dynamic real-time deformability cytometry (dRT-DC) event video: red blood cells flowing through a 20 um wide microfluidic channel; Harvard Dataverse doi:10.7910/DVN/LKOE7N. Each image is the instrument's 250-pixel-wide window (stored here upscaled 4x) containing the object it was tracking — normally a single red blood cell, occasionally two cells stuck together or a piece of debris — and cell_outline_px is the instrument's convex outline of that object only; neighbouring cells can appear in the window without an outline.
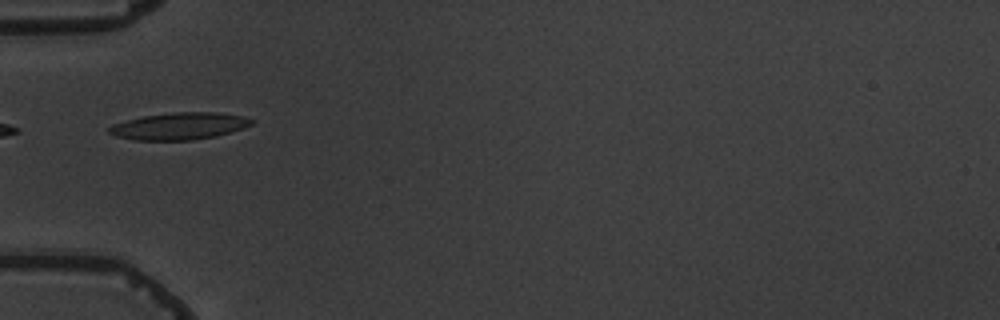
{"species": "common noctule bat (a hibernating species)", "species_latin": "Nyctalus noctula", "temperature_condition": "warm", "stored_images_in_passage": 10, "camera_frame_rate_fps": 3000, "um_per_image_px": 0.085, "animal": {"sex": "male", "body_mass_g": 19.5, "forearm_length_mm": 54.6}, "frame": {"image": 1, "passage_image": 6, "time_ms": 6.0, "image_size_px": [1000, 320], "cell_outline_px": [[256, 120], [252, 124], [244, 128], [216, 136], [192, 140], [136, 140], [116, 136], [108, 132], [108, 128], [112, 124], [144, 116], [176, 112], [220, 112], [244, 116]], "centroid_in_image_um": [15.29, 10.71], "position_along_channel_um": 69.7, "area_um2": 22.43}}
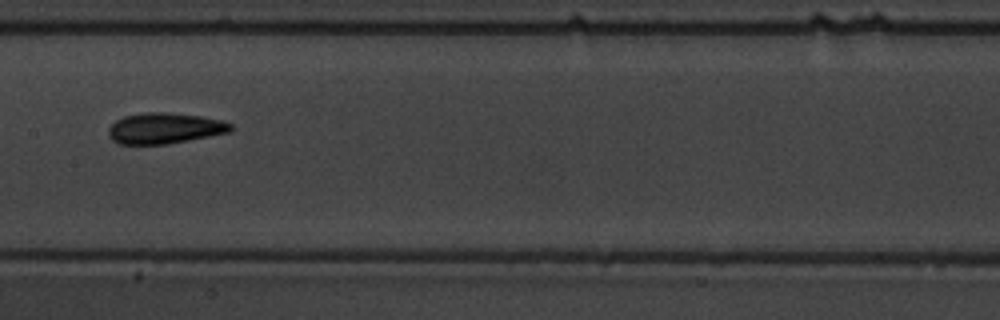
{"frame": {"image": 2, "passage_image": 9, "time_ms": 9.333, "image_size_px": [1000, 320], "cell_outline_px": [[232, 128], [228, 132], [208, 136], [164, 144], [120, 144], [112, 140], [108, 136], [108, 128], [116, 120], [124, 116], [148, 112], [168, 112], [200, 116], [220, 120], [232, 124]], "centroid_in_image_um": [13.94, 10.89], "position_along_channel_um": 193.5, "area_um2": 21.68}}
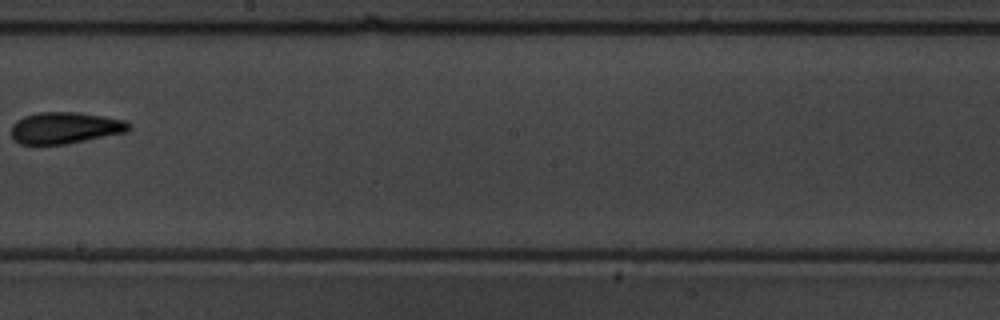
{"frame": {"image": 3, "passage_image": 10, "time_ms": 10.667, "image_size_px": [1000, 320], "cell_outline_px": [[132, 128], [124, 132], [64, 144], [20, 144], [12, 136], [12, 124], [16, 120], [24, 116], [40, 112], [76, 112], [104, 116], [124, 120], [132, 124]], "centroid_in_image_um": [5.53, 10.85], "position_along_channel_um": 242.7, "area_um2": 21.39}}